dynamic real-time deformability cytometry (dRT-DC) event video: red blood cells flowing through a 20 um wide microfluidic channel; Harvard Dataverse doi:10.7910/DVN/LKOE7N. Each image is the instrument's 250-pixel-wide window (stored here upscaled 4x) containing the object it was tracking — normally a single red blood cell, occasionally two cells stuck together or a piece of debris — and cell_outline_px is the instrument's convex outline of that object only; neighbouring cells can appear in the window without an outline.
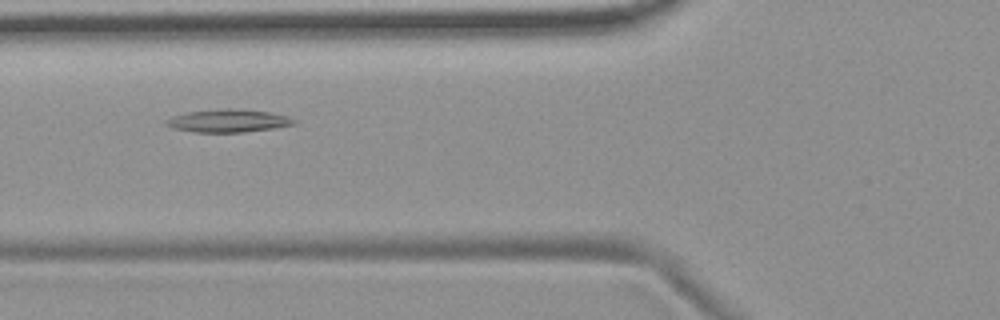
{"species": "common noctule bat (a hibernating species)", "species_latin": "Nyctalus noctula", "temperature_condition": "room temperature", "stored_images_in_passage": 10, "camera_frame_rate_fps": 3000, "um_per_image_px": 0.085, "animal": {"sex": "female", "body_mass_g": 19.9}, "frame": {"image": 1, "passage_image": 6, "time_ms": 6.667, "image_size_px": [1000, 320], "cell_outline_px": [[296, 124], [272, 128], [244, 132], [196, 132], [172, 128], [164, 124], [164, 120], [172, 116], [188, 112], [224, 108], [236, 108], [268, 112], [288, 116], [296, 120]], "centroid_in_image_um": [19.37, 10.26], "position_along_channel_um": 106.4, "area_um2": 17.05}}
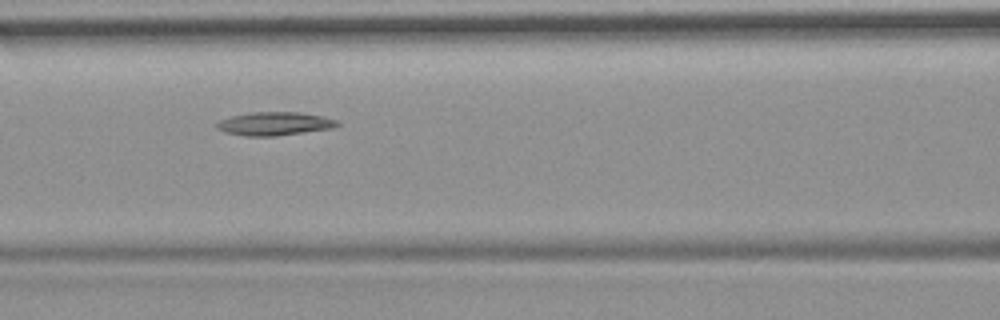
{"frame": {"image": 2, "passage_image": 7, "time_ms": 7.667, "image_size_px": [1000, 320], "cell_outline_px": [[340, 124], [332, 128], [276, 136], [244, 136], [224, 132], [216, 128], [216, 124], [220, 120], [232, 116], [248, 112], [300, 112], [320, 116], [336, 120]], "centroid_in_image_um": [23.29, 10.51], "position_along_channel_um": 143.3, "area_um2": 16.36}}